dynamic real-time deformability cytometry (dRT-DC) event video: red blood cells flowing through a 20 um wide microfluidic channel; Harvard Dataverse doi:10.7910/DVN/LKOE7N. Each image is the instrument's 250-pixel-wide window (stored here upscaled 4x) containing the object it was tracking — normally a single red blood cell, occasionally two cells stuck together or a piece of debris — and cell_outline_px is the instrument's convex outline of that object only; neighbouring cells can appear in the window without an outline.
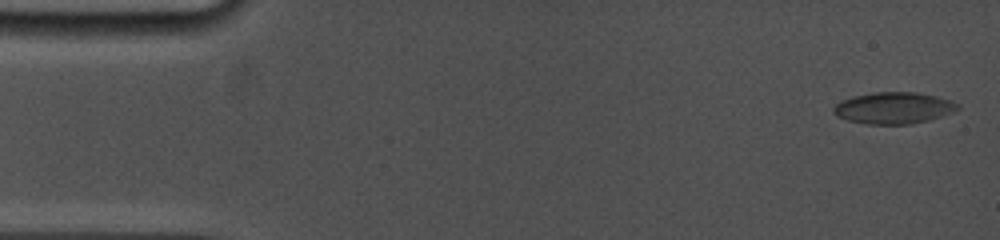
{"species": "common noctule bat (a hibernating species)", "species_latin": "Nyctalus noctula", "temperature_condition": "cold", "stored_images_in_passage": 56, "camera_frame_rate_fps": 5000, "um_per_image_px": 0.085, "animal": {"sex": "female", "body_mass_g": 19.0, "forearm_length_mm": 53.3}, "frame": {"image": 1, "passage_image": 2, "time_ms": 0.2, "image_size_px": [1000, 240], "cell_outline_px": [[960, 108], [952, 112], [928, 120], [912, 124], [868, 124], [848, 120], [836, 116], [832, 108], [840, 100], [852, 96], [876, 92], [916, 92], [936, 96], [960, 104]], "centroid_in_image_um": [75.93, 9.17], "position_along_channel_um": 9.1, "area_um2": 22.77}}
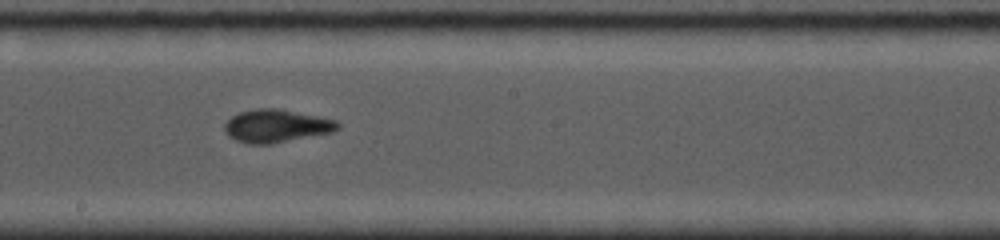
{"frame": {"image": 2, "passage_image": 26, "time_ms": 9.0, "image_size_px": [1000, 240], "cell_outline_px": [[340, 128], [332, 132], [272, 144], [248, 144], [236, 140], [228, 136], [224, 132], [224, 124], [232, 116], [240, 112], [256, 108], [276, 108], [336, 120], [340, 124]], "centroid_in_image_um": [23.46, 10.71], "position_along_channel_um": 224.7, "area_um2": 21.68}}
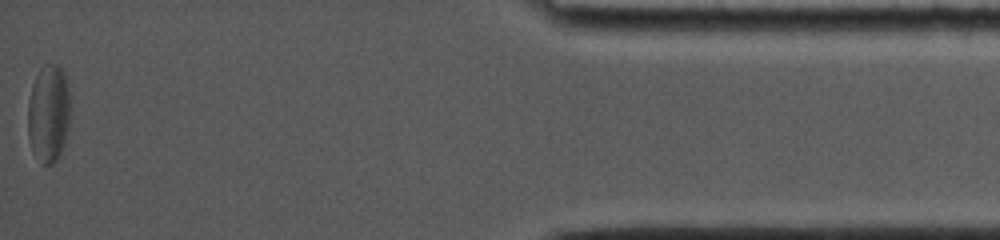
{"frame": {"image": 3, "passage_image": 56, "time_ms": 16.0, "image_size_px": [1000, 240], "cell_outline_px": [[68, 124], [64, 144], [60, 156], [52, 164], [44, 164], [32, 152], [28, 136], [28, 100], [32, 84], [40, 68], [44, 64], [56, 64], [64, 72], [68, 92]], "centroid_in_image_um": [4.1, 9.65], "position_along_channel_um": 431.1, "area_um2": 23.99}, "authors_computed_cell_mechanics": {"area_um2": 21.8773, "velocity_mm_per_s": 3.8405, "shape_relaxation_time_tau1_ms": 5.5373, "shape_relaxation_time_tau2_ms": 2.0178, "deformation_change_tau1": 0.1375, "deformation_change_tau2": 0.0779}}